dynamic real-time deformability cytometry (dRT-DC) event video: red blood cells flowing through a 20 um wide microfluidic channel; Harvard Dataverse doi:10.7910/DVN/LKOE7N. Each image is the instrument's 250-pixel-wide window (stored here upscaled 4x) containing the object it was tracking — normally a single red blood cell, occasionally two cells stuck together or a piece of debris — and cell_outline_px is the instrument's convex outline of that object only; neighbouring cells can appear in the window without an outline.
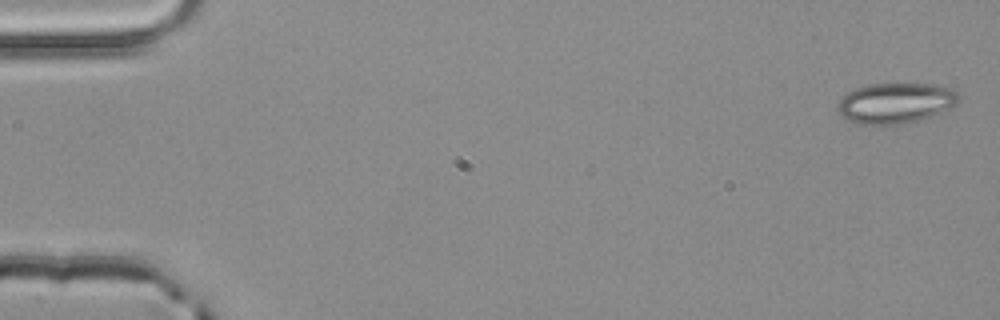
{"species": "common noctule bat (a hibernating species)", "species_latin": "Nyctalus noctula", "temperature_condition": "room temperature", "stored_images_in_passage": 3, "camera_frame_rate_fps": 3000, "um_per_image_px": 0.085, "animal": {"sex": "male", "body_mass_g": 20.4}, "frame": {"image": 1, "passage_image": 1, "time_ms": 0.0, "image_size_px": [1000, 320], "cell_outline_px": [[956, 104], [940, 112], [916, 120], [900, 124], [856, 124], [844, 116], [836, 108], [840, 100], [848, 92], [856, 88], [868, 84], [932, 84], [952, 88], [956, 92]], "centroid_in_image_um": [76.08, 8.75], "position_along_channel_um": 8.9, "area_um2": 27.92}}